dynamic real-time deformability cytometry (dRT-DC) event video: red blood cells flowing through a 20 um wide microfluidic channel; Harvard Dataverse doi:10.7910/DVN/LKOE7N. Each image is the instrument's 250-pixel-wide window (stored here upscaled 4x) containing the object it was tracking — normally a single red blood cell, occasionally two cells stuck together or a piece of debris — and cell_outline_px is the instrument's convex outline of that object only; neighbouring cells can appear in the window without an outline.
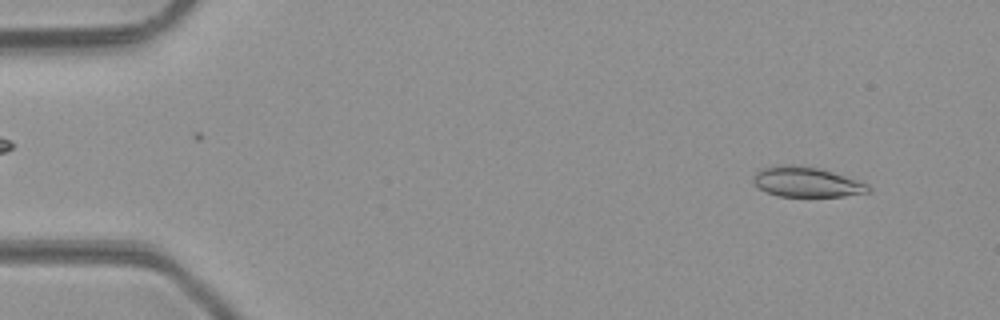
{"species": "common noctule bat (a hibernating species)", "species_latin": "Nyctalus noctula", "temperature_condition": "room temperature", "stored_images_in_passage": 48, "camera_frame_rate_fps": 3000, "um_per_image_px": 0.085, "animal": {"sex": "male", "body_mass_g": 23.1, "forearm_length_mm": 52.7}, "frame": {"image": 1, "passage_image": 4, "time_ms": 1.0, "image_size_px": [1000, 320], "cell_outline_px": [[872, 188], [868, 192], [844, 196], [780, 196], [768, 192], [760, 188], [752, 180], [756, 172], [764, 168], [780, 164], [792, 164], [820, 168], [868, 184]], "centroid_in_image_um": [68.56, 15.46], "position_along_channel_um": 16.4, "area_um2": 19.88}}
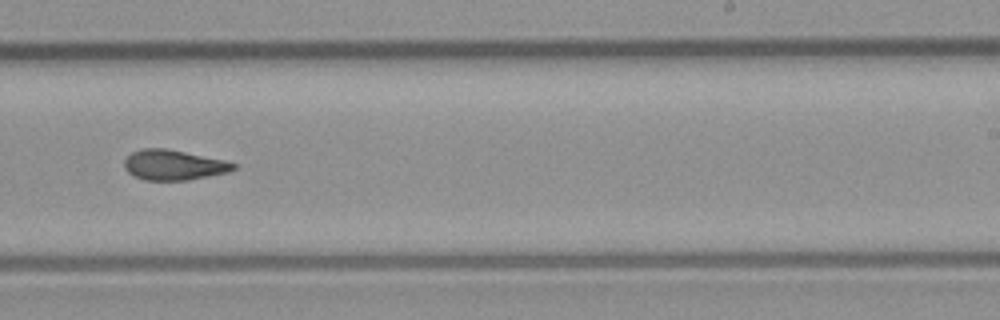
{"frame": {"image": 2, "passage_image": 30, "time_ms": 9.667, "image_size_px": [1000, 320], "cell_outline_px": [[236, 168], [228, 172], [188, 180], [144, 180], [128, 172], [124, 168], [124, 160], [132, 152], [140, 148], [164, 148], [224, 160], [236, 164]], "centroid_in_image_um": [14.73, 14.02], "position_along_channel_um": 274.3, "area_um2": 19.02}}
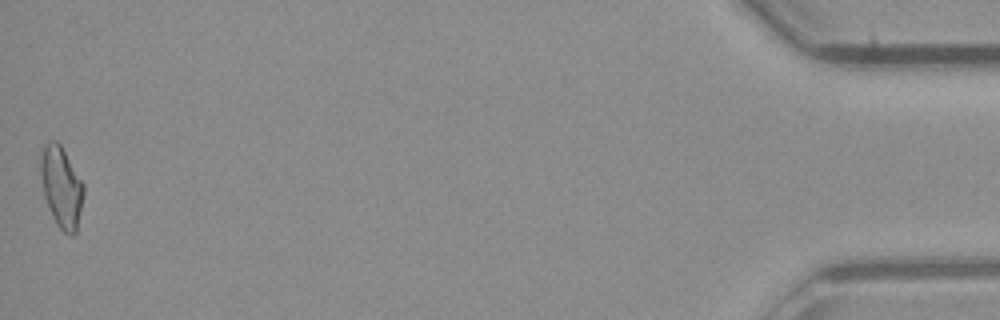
{"frame": {"image": 3, "passage_image": 48, "time_ms": 15.667, "image_size_px": [1000, 320], "cell_outline_px": [[84, 192], [76, 232], [72, 236], [64, 232], [56, 224], [52, 216], [44, 196], [40, 172], [40, 160], [44, 148], [48, 140], [56, 140], [60, 144], [84, 184]], "centroid_in_image_um": [5.22, 15.9], "position_along_channel_um": 430.0, "area_um2": 20.06}, "authors_computed_cell_mechanics": {"area_um2": 19.5653, "velocity_mm_per_s": 4.2735, "shape_relaxation_time_tau1_ms": null, "shape_relaxation_time_tau2_ms": 3.0234, "deformation_change_tau1": null, "deformation_change_tau2": 0.097}}